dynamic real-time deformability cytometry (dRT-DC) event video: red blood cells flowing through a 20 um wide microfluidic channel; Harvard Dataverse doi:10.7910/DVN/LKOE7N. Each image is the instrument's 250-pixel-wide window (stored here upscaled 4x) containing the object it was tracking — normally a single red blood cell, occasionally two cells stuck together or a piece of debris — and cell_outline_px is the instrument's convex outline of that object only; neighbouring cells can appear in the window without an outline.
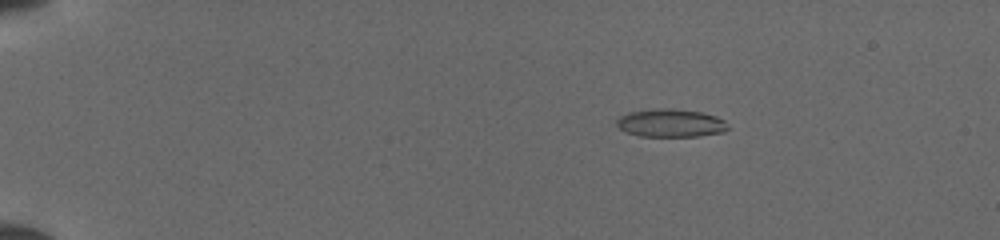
{"species": "common noctule bat (a hibernating species)", "species_latin": "Nyctalus noctula", "temperature_condition": "cold", "stored_images_in_passage": 43, "camera_frame_rate_fps": 3000, "um_per_image_px": 0.085, "animal": {"sex": "female", "body_mass_g": 19.5, "forearm_length_mm": 54.1}, "frame": {"image": 1, "passage_image": 2, "time_ms": 0.333, "image_size_px": [1000, 240], "cell_outline_px": [[728, 128], [724, 132], [696, 136], [640, 136], [624, 132], [616, 124], [616, 120], [620, 116], [628, 112], [652, 108], [668, 108], [700, 112], [716, 116], [724, 120]], "centroid_in_image_um": [56.96, 10.45], "position_along_channel_um": 28.0, "area_um2": 18.21}}
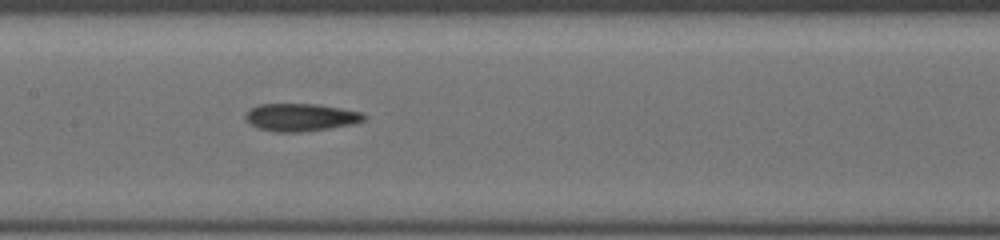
{"frame": {"image": 2, "passage_image": 20, "time_ms": 6.333, "image_size_px": [1000, 240], "cell_outline_px": [[368, 116], [364, 120], [352, 124], [328, 128], [300, 132], [276, 132], [260, 128], [252, 124], [244, 116], [244, 112], [256, 104], [320, 104], [360, 112]], "centroid_in_image_um": [25.54, 9.95], "position_along_channel_um": 181.9, "area_um2": 19.02}}
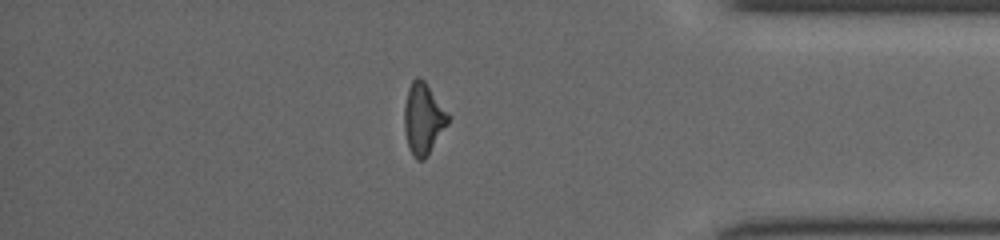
{"frame": {"image": 3, "passage_image": 37, "time_ms": 12.0, "image_size_px": [1000, 240], "cell_outline_px": [[452, 116], [448, 124], [424, 160], [416, 160], [412, 156], [408, 148], [404, 128], [404, 104], [408, 88], [412, 80], [416, 76], [420, 76], [424, 80]], "centroid_in_image_um": [35.98, 10.07], "position_along_channel_um": 399.2, "area_um2": 18.55}}